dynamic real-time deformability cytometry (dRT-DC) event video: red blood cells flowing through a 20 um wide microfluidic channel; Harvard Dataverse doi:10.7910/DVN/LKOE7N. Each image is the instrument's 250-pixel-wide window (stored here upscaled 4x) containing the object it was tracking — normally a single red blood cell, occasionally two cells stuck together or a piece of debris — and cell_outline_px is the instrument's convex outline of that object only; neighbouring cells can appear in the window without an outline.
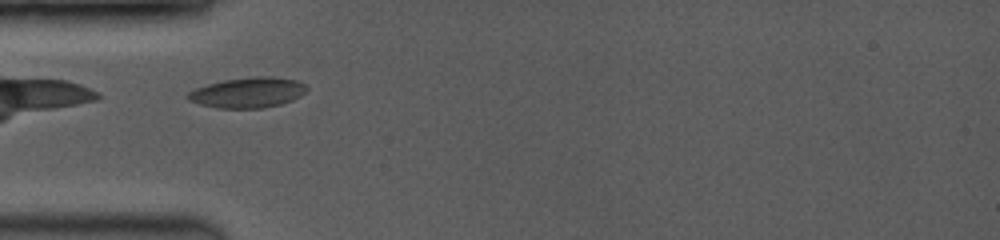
{"species": "common noctule bat (a hibernating species)", "species_latin": "Nyctalus noctula", "temperature_condition": "room temperature", "stored_images_in_passage": 22, "camera_frame_rate_fps": 3500, "um_per_image_px": 0.085, "animal": {"sex": "female", "body_mass_g": 19.0, "forearm_length_mm": 53.3}, "frame": {"image": 1, "passage_image": 1, "time_ms": 0.0, "image_size_px": [1000, 240], "cell_outline_px": [[308, 88], [300, 96], [292, 100], [280, 104], [264, 108], [216, 108], [200, 104], [188, 100], [184, 96], [188, 92], [196, 88], [208, 84], [224, 80], [260, 76], [272, 76], [296, 80], [304, 84]], "centroid_in_image_um": [21.04, 7.87], "position_along_channel_um": 64.0, "area_um2": 20.98}}
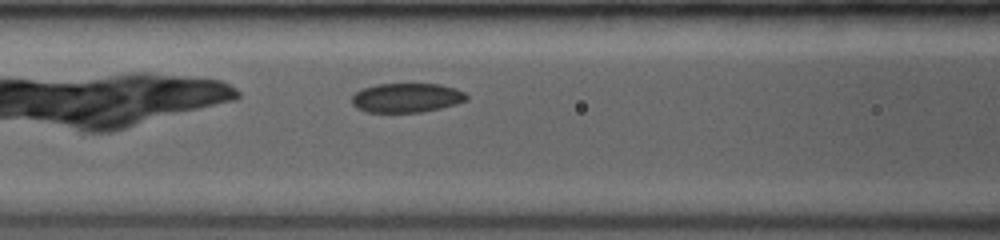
{"frame": {"image": 2, "passage_image": 6, "time_ms": 1.714, "image_size_px": [1000, 240], "cell_outline_px": [[468, 100], [456, 104], [440, 108], [420, 112], [364, 112], [356, 108], [352, 104], [352, 96], [356, 92], [364, 88], [376, 84], [440, 84], [456, 88], [464, 92], [468, 96]], "centroid_in_image_um": [34.57, 8.31], "position_along_channel_um": 132.0, "area_um2": 19.65}}
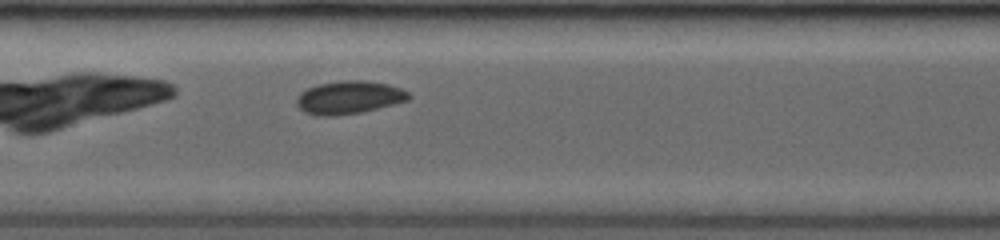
{"frame": {"image": 3, "passage_image": 10, "time_ms": 2.857, "image_size_px": [1000, 240], "cell_outline_px": [[412, 96], [408, 100], [364, 112], [332, 116], [320, 116], [304, 112], [296, 104], [296, 96], [300, 92], [308, 88], [320, 84], [344, 80], [364, 80], [388, 84], [400, 88], [408, 92]], "centroid_in_image_um": [29.66, 8.29], "position_along_channel_um": 177.7, "area_um2": 21.62}}